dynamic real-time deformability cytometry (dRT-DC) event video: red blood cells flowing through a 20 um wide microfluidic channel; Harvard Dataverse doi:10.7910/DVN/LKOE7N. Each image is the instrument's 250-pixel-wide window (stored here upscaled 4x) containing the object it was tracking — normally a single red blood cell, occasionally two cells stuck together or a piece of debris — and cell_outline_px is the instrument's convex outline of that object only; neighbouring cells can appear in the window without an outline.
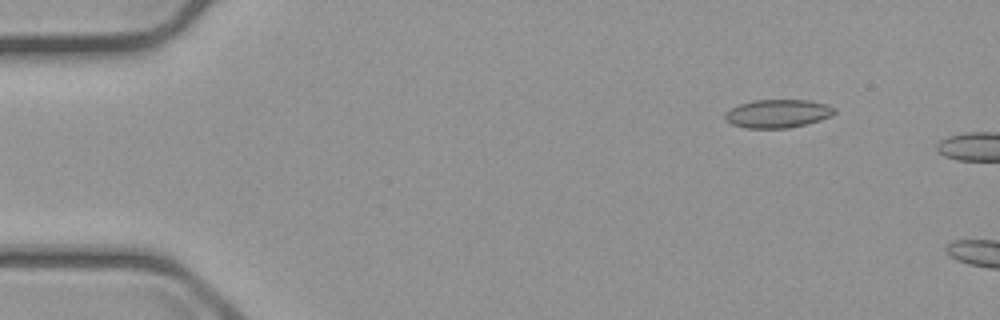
{"species": "common noctule bat (a hibernating species)", "species_latin": "Nyctalus noctula", "temperature_condition": "cold", "stored_images_in_passage": 2, "camera_frame_rate_fps": 3000, "um_per_image_px": 0.085, "animal": {"sex": "male", "body_mass_g": 23.1, "forearm_length_mm": 52.7}, "frame": {"image": 1, "passage_image": 1, "time_ms": 0.0, "image_size_px": [1000, 320], "cell_outline_px": [[836, 112], [832, 116], [808, 124], [788, 128], [744, 128], [732, 124], [724, 120], [724, 116], [732, 108], [740, 104], [756, 100], [808, 100], [828, 104], [836, 108]], "centroid_in_image_um": [66.16, 9.66], "position_along_channel_um": 18.8, "area_um2": 18.15}}